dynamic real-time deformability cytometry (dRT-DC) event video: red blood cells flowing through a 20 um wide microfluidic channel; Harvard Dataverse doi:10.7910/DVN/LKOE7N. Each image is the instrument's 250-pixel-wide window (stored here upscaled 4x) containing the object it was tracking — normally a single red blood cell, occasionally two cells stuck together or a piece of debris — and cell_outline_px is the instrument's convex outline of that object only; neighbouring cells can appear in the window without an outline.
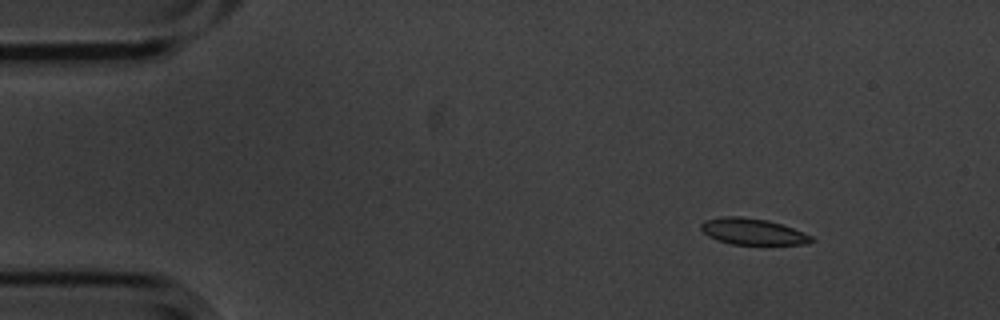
{"species": "common noctule bat (a hibernating species)", "species_latin": "Nyctalus noctula", "temperature_condition": "cold", "stored_images_in_passage": 6, "camera_frame_rate_fps": 3000, "um_per_image_px": 0.085, "animal": {"sex": "male", "body_mass_g": 20.1, "forearm_length_mm": 53.5}, "frame": {"image": 1, "passage_image": 1, "time_ms": 0.0, "image_size_px": [1000, 320], "cell_outline_px": [[816, 240], [808, 244], [732, 244], [716, 240], [708, 236], [700, 228], [700, 224], [704, 220], [720, 216], [740, 216], [768, 220], [804, 232], [812, 236]], "centroid_in_image_um": [63.96, 19.68], "position_along_channel_um": 21.0, "area_um2": 16.99}}
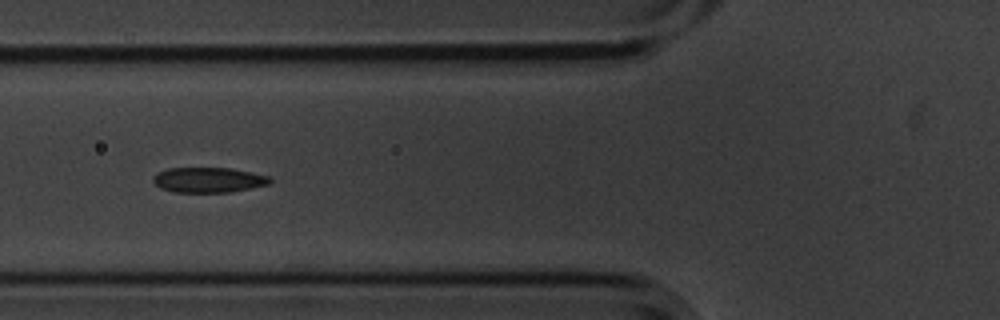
{"frame": {"image": 2, "passage_image": 5, "time_ms": 1.333, "image_size_px": [1000, 320], "cell_outline_px": [[272, 180], [268, 184], [232, 192], [176, 192], [160, 188], [152, 180], [152, 176], [156, 172], [168, 168], [228, 168], [252, 172], [272, 176]], "centroid_in_image_um": [17.71, 15.29], "position_along_channel_um": 108.1, "area_um2": 17.22}}
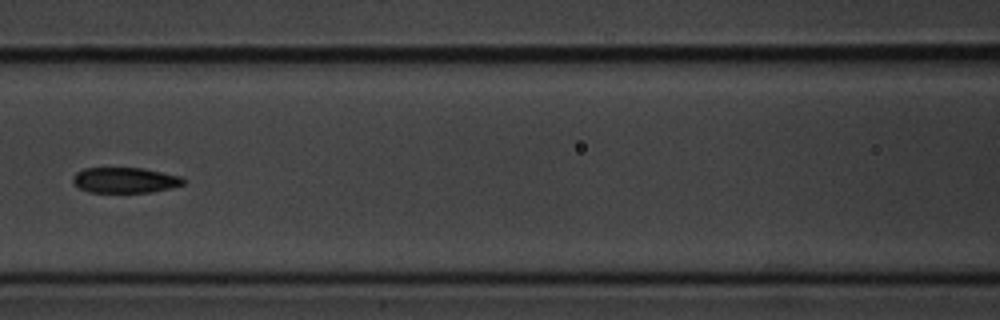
{"frame": {"image": 3, "passage_image": 6, "time_ms": 1.667, "image_size_px": [1000, 320], "cell_outline_px": [[188, 180], [184, 184], [152, 192], [88, 192], [72, 184], [72, 176], [76, 172], [84, 168], [140, 168], [180, 176]], "centroid_in_image_um": [10.58, 15.31], "position_along_channel_um": 156.0, "area_um2": 16.42}}